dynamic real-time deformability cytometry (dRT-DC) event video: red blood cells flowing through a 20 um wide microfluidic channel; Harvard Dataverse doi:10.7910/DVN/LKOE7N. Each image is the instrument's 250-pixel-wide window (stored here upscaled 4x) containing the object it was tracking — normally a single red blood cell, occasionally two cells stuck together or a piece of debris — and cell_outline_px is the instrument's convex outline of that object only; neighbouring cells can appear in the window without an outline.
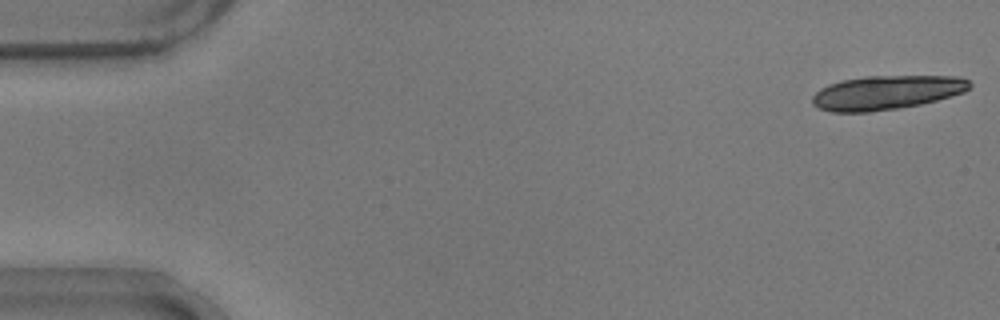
{"species": "common noctule bat (a hibernating species)", "species_latin": "Nyctalus noctula", "temperature_condition": "warm", "stored_images_in_passage": 18, "camera_frame_rate_fps": 3000, "um_per_image_px": 0.085, "animal": {"sex": "male", "body_mass_g": 17.9}, "frame": {"image": 1, "passage_image": 1, "time_ms": 0.0, "image_size_px": [1000, 320], "cell_outline_px": [[972, 88], [964, 92], [936, 100], [920, 104], [896, 108], [868, 112], [832, 112], [820, 108], [812, 104], [812, 96], [820, 88], [828, 84], [840, 80], [864, 76], [960, 76], [968, 80], [972, 84]], "centroid_in_image_um": [75.35, 7.85], "position_along_channel_um": 9.7, "area_um2": 31.33}}